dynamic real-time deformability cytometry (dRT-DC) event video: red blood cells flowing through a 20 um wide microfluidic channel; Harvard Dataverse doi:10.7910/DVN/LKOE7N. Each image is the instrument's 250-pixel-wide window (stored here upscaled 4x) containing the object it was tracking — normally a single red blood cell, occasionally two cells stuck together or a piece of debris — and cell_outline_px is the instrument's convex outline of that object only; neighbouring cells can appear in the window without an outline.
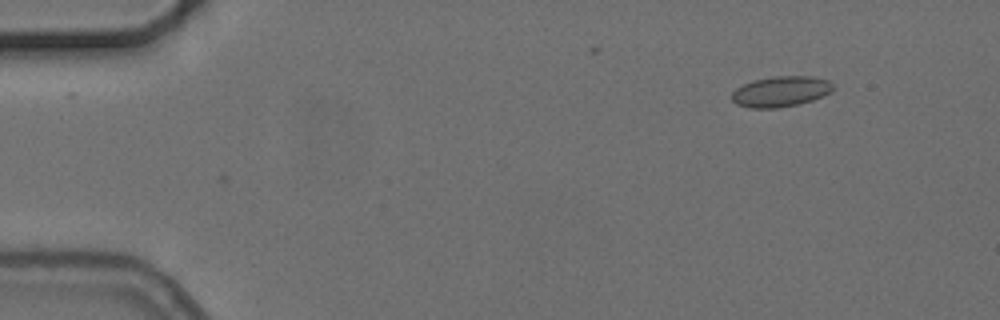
{"species": "common noctule bat (a hibernating species)", "species_latin": "Nyctalus noctula", "temperature_condition": "cold", "stored_images_in_passage": 4, "camera_frame_rate_fps": 3000, "um_per_image_px": 0.085, "animal": {"sex": "female", "body_mass_g": 24.6, "forearm_length_mm": 56.2}, "frame": {"image": 1, "passage_image": 1, "time_ms": 0.0, "image_size_px": [1000, 320], "cell_outline_px": [[832, 92], [812, 100], [796, 104], [776, 108], [748, 108], [736, 104], [732, 100], [732, 92], [736, 88], [752, 80], [776, 76], [812, 76], [828, 80], [832, 84]], "centroid_in_image_um": [66.34, 7.77], "position_along_channel_um": 18.7, "area_um2": 17.98}}
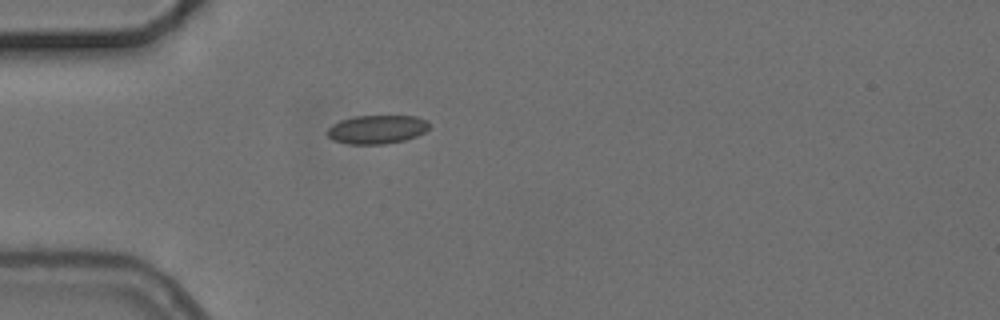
{"frame": {"image": 2, "passage_image": 4, "time_ms": 3.333, "image_size_px": [1000, 320], "cell_outline_px": [[428, 128], [424, 132], [416, 136], [404, 140], [384, 144], [348, 144], [332, 140], [324, 132], [332, 124], [340, 120], [356, 116], [416, 116], [428, 120]], "centroid_in_image_um": [32.0, 11.0], "position_along_channel_um": 53.0, "area_um2": 17.11}}